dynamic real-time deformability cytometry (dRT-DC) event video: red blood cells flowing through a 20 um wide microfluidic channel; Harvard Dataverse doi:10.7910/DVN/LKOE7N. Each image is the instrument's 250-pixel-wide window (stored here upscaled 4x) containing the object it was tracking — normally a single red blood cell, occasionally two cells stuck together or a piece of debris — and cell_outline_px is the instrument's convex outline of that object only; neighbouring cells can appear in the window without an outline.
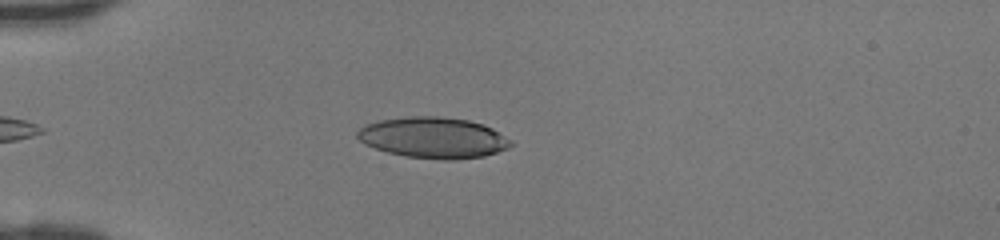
{"species": "human", "species_latin": "Homo sapiens", "temperature_condition": "room temperature", "stored_images_in_passage": 38, "camera_frame_rate_fps": 3000, "um_per_image_px": 0.085, "donor": {"sex": "female"}, "frame": {"image": 1, "passage_image": 6, "time_ms": 1.667, "image_size_px": [1000, 240], "cell_outline_px": [[512, 144], [508, 148], [484, 156], [452, 160], [444, 160], [404, 156], [388, 152], [364, 144], [356, 136], [356, 132], [364, 124], [380, 120], [408, 116], [436, 116], [468, 120], [484, 124], [492, 128], [512, 140]], "centroid_in_image_um": [36.82, 11.7], "position_along_channel_um": 48.2, "area_um2": 36.7}}
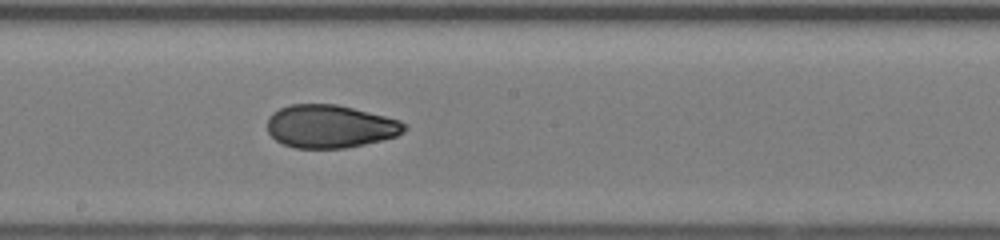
{"frame": {"image": 2, "passage_image": 19, "time_ms": 6.0, "image_size_px": [1000, 240], "cell_outline_px": [[408, 128], [404, 132], [396, 136], [364, 144], [344, 148], [296, 148], [284, 144], [276, 140], [268, 132], [268, 116], [272, 112], [280, 108], [292, 104], [336, 104], [400, 120], [408, 124]], "centroid_in_image_um": [28.07, 10.74], "position_along_channel_um": 220.1, "area_um2": 34.28}}
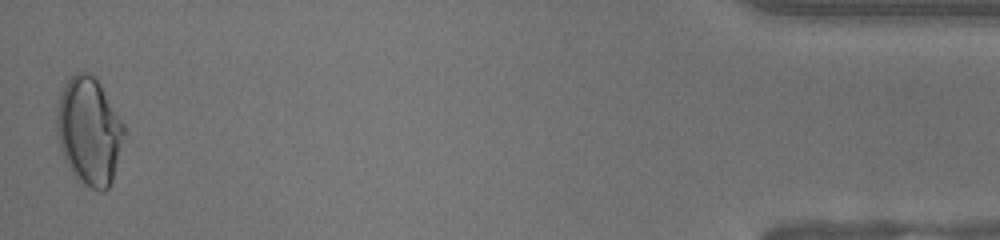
{"frame": {"image": 3, "passage_image": 38, "time_ms": 12.333, "image_size_px": [1000, 240], "cell_outline_px": [[124, 132], [112, 180], [108, 188], [104, 192], [100, 192], [84, 184], [80, 180], [64, 160], [60, 148], [56, 128], [56, 112], [60, 96], [68, 80], [76, 72], [84, 72], [96, 76], [124, 124]], "centroid_in_image_um": [7.56, 11.12], "position_along_channel_um": 427.6, "area_um2": 41.67}}